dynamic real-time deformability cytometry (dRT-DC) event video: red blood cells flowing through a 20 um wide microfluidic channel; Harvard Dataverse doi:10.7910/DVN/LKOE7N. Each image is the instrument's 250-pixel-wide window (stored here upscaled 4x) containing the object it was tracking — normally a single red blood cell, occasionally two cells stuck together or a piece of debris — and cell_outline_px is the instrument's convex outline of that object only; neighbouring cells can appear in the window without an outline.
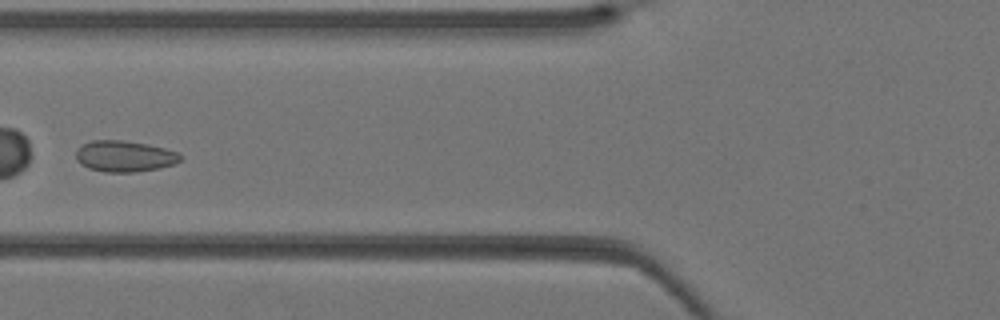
{"species": "Egyptian fruit bat (a non-hibernating species)", "species_latin": "Rousettus aegyptiacus", "temperature_condition": "warm", "stored_images_in_passage": 43, "segment_of_instrument_passage": [1, 3], "camera_frame_rate_fps": 3000, "um_per_image_px": 0.085, "animal": {"sex": "female"}, "frame": {"image": 1, "passage_image": 17, "time_ms": 5.333, "image_size_px": [1000, 320], "cell_outline_px": [[184, 156], [180, 160], [172, 164], [160, 168], [136, 172], [104, 172], [88, 168], [80, 164], [76, 160], [76, 152], [84, 144], [92, 140], [124, 140], [148, 144], [164, 148], [176, 152]], "centroid_in_image_um": [10.58, 13.28], "position_along_channel_um": 115.2, "area_um2": 18.96}}